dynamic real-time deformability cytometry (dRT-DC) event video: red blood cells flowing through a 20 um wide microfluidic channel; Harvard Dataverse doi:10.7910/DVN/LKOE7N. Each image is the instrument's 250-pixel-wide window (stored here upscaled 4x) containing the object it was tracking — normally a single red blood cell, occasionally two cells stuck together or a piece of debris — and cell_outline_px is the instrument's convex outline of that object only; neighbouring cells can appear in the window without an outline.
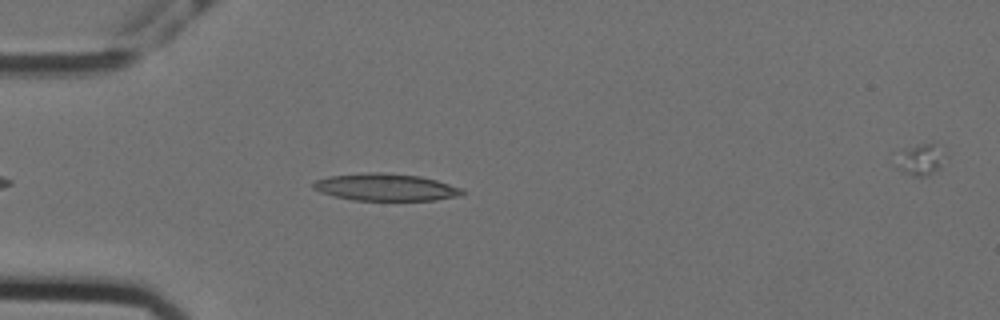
{"species": "Egyptian fruit bat (a non-hibernating species)", "species_latin": "Rousettus aegyptiacus", "temperature_condition": "cold", "stored_images_in_passage": 44, "camera_frame_rate_fps": 3000, "um_per_image_px": 0.085, "animal": {"sex": "female"}, "frame": {"image": 1, "passage_image": 4, "time_ms": 1.0, "image_size_px": [1000, 320], "cell_outline_px": [[464, 196], [436, 200], [352, 200], [320, 192], [312, 188], [312, 184], [316, 180], [328, 176], [368, 172], [384, 172], [420, 176], [436, 180], [460, 188], [464, 192]], "centroid_in_image_um": [32.79, 15.91], "position_along_channel_um": 52.2, "area_um2": 23.64}}
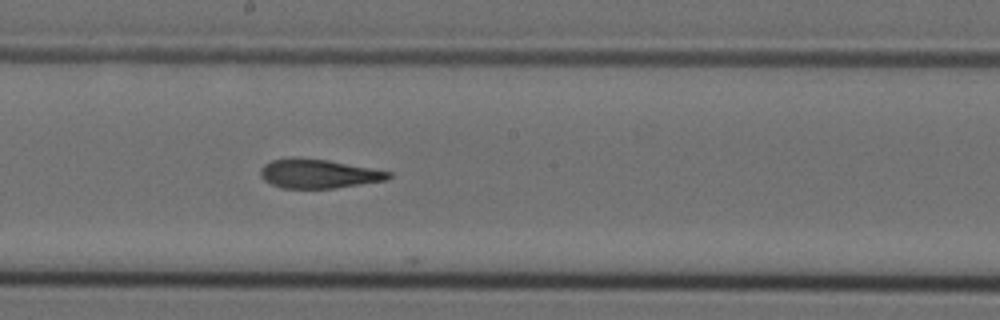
{"frame": {"image": 2, "passage_image": 19, "time_ms": 6.0, "image_size_px": [1000, 320], "cell_outline_px": [[392, 176], [388, 180], [336, 188], [280, 188], [264, 180], [260, 176], [260, 168], [264, 164], [272, 160], [292, 156], [328, 160], [392, 172]], "centroid_in_image_um": [27.05, 14.76], "position_along_channel_um": 221.1, "area_um2": 21.91}}
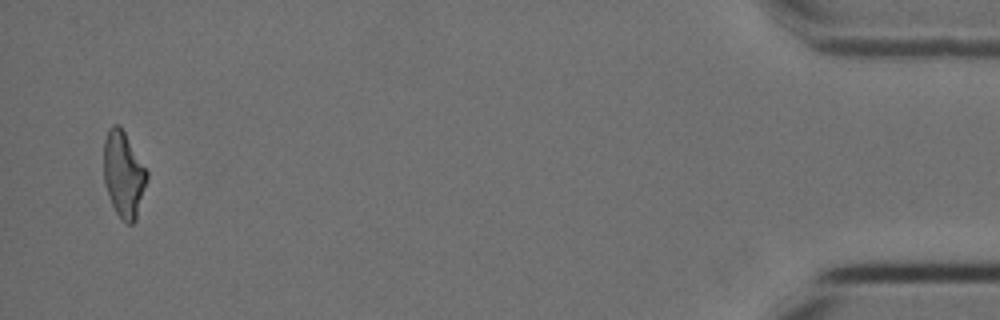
{"frame": {"image": 3, "passage_image": 43, "time_ms": 14.0, "image_size_px": [1000, 320], "cell_outline_px": [[148, 176], [136, 220], [132, 224], [128, 224], [116, 212], [108, 196], [104, 180], [104, 140], [108, 128], [112, 124], [120, 124], [148, 172]], "centroid_in_image_um": [10.5, 14.79], "position_along_channel_um": 424.7, "area_um2": 21.56}, "authors_computed_cell_mechanics": {"area_um2": 22.4553, "velocity_mm_per_s": 3.5739, "shape_relaxation_time_tau1_ms": null, "shape_relaxation_time_tau2_ms": 3.8149, "deformation_change_tau1": null, "deformation_change_tau2": 0.1402}}